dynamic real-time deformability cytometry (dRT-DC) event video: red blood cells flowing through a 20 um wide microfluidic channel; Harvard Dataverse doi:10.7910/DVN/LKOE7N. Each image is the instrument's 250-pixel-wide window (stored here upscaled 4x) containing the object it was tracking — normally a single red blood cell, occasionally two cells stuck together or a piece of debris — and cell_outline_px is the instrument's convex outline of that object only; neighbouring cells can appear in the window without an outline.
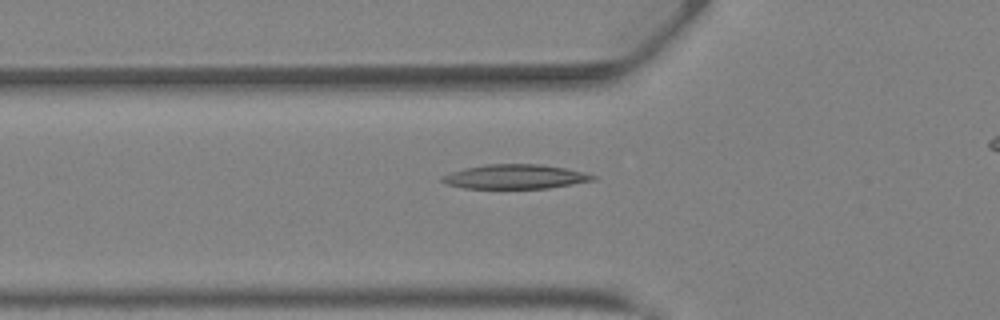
{"species": "Egyptian fruit bat (a non-hibernating species)", "species_latin": "Rousettus aegyptiacus", "temperature_condition": "warm", "stored_images_in_passage": 31, "camera_frame_rate_fps": 3000, "um_per_image_px": 0.085, "animal": {"sex": "female"}, "frame": {"image": 1, "passage_image": 8, "time_ms": 2.333, "image_size_px": [1000, 320], "cell_outline_px": [[596, 180], [548, 188], [464, 188], [444, 184], [440, 180], [440, 176], [452, 172], [468, 168], [488, 164], [540, 164], [564, 168], [596, 176]], "centroid_in_image_um": [43.75, 15.02], "position_along_channel_um": 82.1, "area_um2": 21.15}}
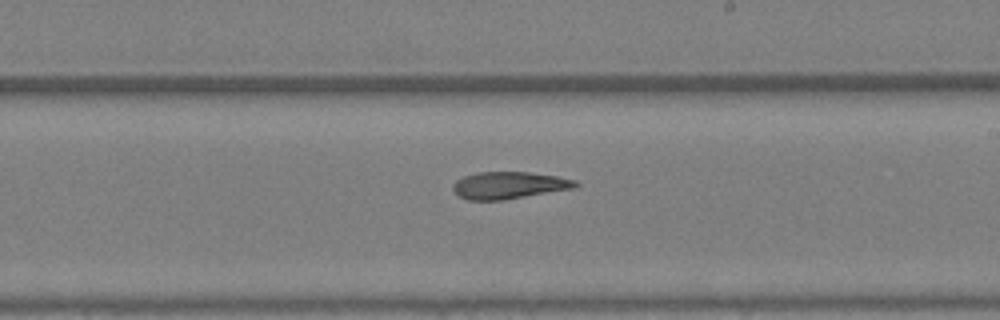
{"frame": {"image": 2, "passage_image": 18, "time_ms": 5.667, "image_size_px": [1000, 320], "cell_outline_px": [[580, 184], [576, 188], [500, 200], [468, 200], [460, 196], [452, 188], [452, 184], [456, 180], [464, 176], [476, 172], [528, 172], [556, 176], [576, 180]], "centroid_in_image_um": [43.27, 15.74], "position_along_channel_um": 245.7, "area_um2": 19.25}}
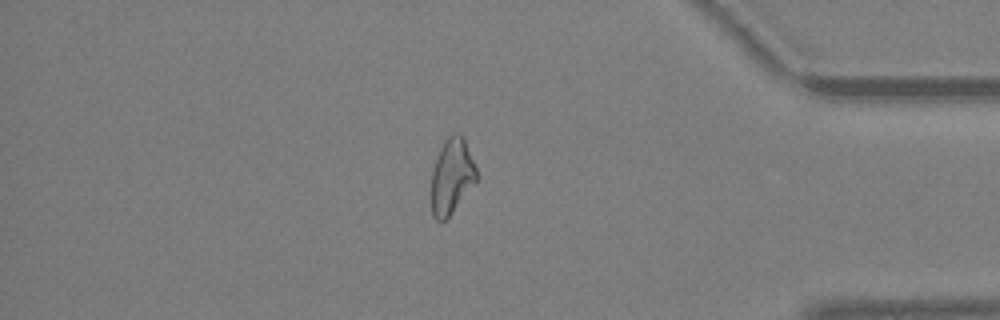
{"frame": {"image": 3, "passage_image": 29, "time_ms": 9.333, "image_size_px": [1000, 320], "cell_outline_px": [[480, 176], [448, 216], [444, 220], [436, 220], [432, 216], [432, 172], [440, 148], [448, 136], [456, 132], [460, 132], [464, 136]], "centroid_in_image_um": [38.43, 14.92], "position_along_channel_um": 396.8, "area_um2": 19.71}, "authors_computed_cell_mechanics": {"area_um2": 20.0566, "velocity_mm_per_s": 4.9041, "shape_relaxation_time_tau1_ms": null, "shape_relaxation_time_tau2_ms": 11.3692, "deformation_change_tau1": null, "deformation_change_tau2": 0.2578}}